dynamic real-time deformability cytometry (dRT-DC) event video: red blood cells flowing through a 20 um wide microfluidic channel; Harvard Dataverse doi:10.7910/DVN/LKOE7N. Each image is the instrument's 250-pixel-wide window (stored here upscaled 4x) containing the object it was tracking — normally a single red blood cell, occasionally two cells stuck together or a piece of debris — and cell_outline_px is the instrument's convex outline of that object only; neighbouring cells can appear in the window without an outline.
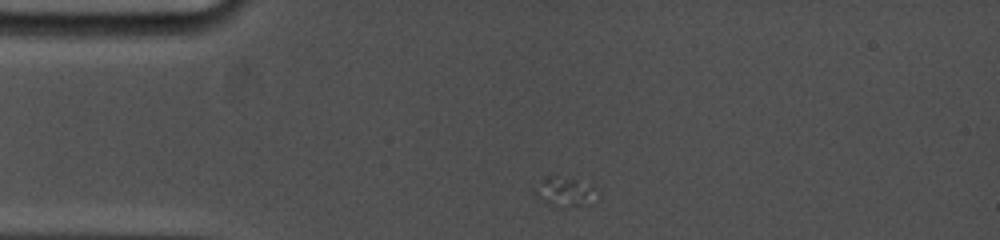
{"species": "common noctule bat (a hibernating species)", "species_latin": "Nyctalus noctula", "temperature_condition": "cold", "stored_images_in_passage": 8, "camera_frame_rate_fps": 5000, "um_per_image_px": 0.085, "animal": {"sex": "female", "body_mass_g": 19.0, "forearm_length_mm": 53.3}, "frame": {"image": 1, "passage_image": 2, "time_ms": 0.2, "image_size_px": [1000, 240], "cell_outline_px": [[600, 196], [592, 204], [548, 204], [532, 192], [532, 188], [540, 180], [548, 176], [552, 176], [576, 180], [592, 184]], "centroid_in_image_um": [48.04, 16.26], "position_along_channel_um": 37.0, "area_um2": 10.4}}